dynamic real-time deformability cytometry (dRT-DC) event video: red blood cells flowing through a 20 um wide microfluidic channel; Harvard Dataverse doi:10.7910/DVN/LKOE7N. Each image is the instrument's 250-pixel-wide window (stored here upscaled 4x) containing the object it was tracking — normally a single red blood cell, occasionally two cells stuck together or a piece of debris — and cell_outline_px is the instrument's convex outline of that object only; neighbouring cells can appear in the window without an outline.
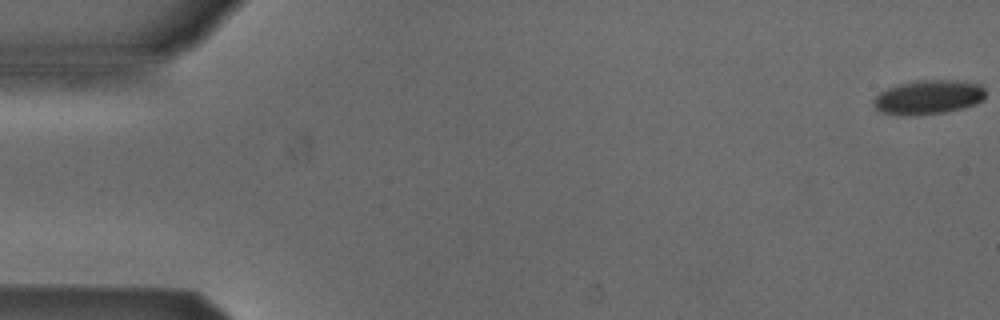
{"species": "Egyptian fruit bat (a non-hibernating species)", "species_latin": "Rousettus aegyptiacus", "temperature_condition": "cold", "stored_images_in_passage": 53, "camera_frame_rate_fps": 3000, "um_per_image_px": 0.085, "animal": {"sex": "male"}, "frame": {"image": 1, "passage_image": 1, "time_ms": 0.0, "image_size_px": [1000, 320], "cell_outline_px": [[984, 100], [976, 104], [964, 108], [944, 112], [920, 116], [908, 116], [880, 112], [872, 104], [872, 100], [880, 92], [888, 88], [900, 84], [916, 80], [964, 80], [980, 84], [984, 88]], "centroid_in_image_um": [78.92, 8.27], "position_along_channel_um": 6.1, "area_um2": 22.72}}
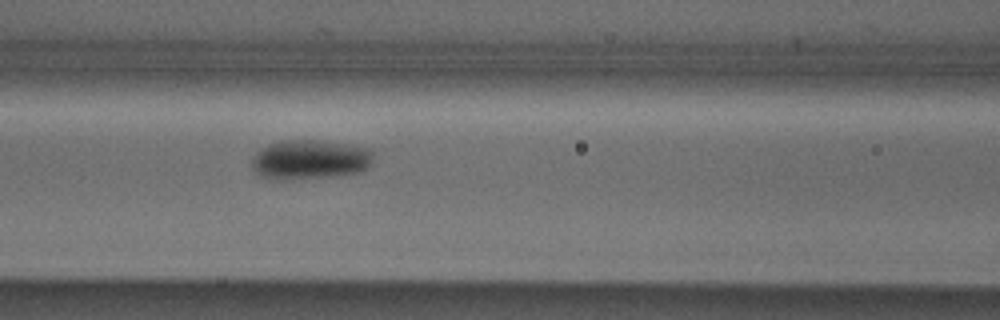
{"frame": {"image": 2, "passage_image": 23, "time_ms": 7.333, "image_size_px": [1000, 320], "cell_outline_px": [[372, 156], [368, 164], [364, 168], [356, 172], [320, 176], [280, 180], [260, 176], [252, 168], [252, 160], [256, 152], [260, 148], [268, 144], [280, 140], [316, 140], [348, 144], [368, 148], [372, 152]], "centroid_in_image_um": [26.25, 13.53], "position_along_channel_um": 140.4, "area_um2": 27.34}}
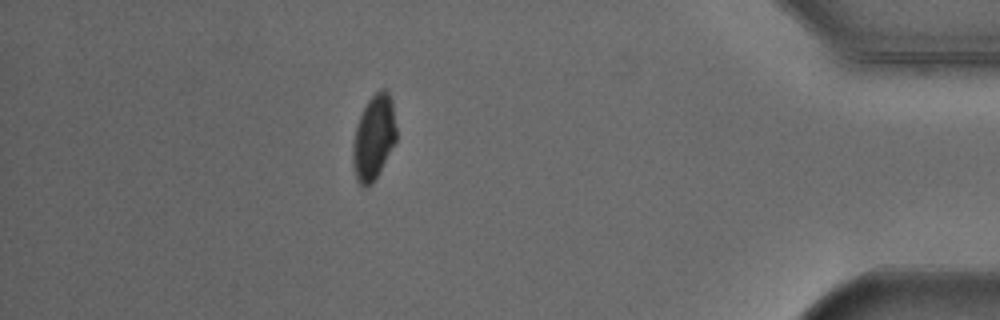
{"frame": {"image": 3, "passage_image": 47, "time_ms": 15.333, "image_size_px": [1000, 320], "cell_outline_px": [[396, 140], [372, 184], [360, 184], [356, 180], [352, 160], [352, 148], [356, 128], [360, 116], [368, 100], [380, 88], [388, 88], [392, 100], [396, 128]], "centroid_in_image_um": [31.77, 11.63], "position_along_channel_um": 403.4, "area_um2": 21.21}, "authors_computed_cell_mechanics": {"area_um2": 24.1604, "velocity_mm_per_s": 3.8882, "shape_relaxation_time_tau1_ms": 3.0094, "shape_relaxation_time_tau2_ms": null, "deformation_change_tau1": 0.0954, "deformation_change_tau2": null}}